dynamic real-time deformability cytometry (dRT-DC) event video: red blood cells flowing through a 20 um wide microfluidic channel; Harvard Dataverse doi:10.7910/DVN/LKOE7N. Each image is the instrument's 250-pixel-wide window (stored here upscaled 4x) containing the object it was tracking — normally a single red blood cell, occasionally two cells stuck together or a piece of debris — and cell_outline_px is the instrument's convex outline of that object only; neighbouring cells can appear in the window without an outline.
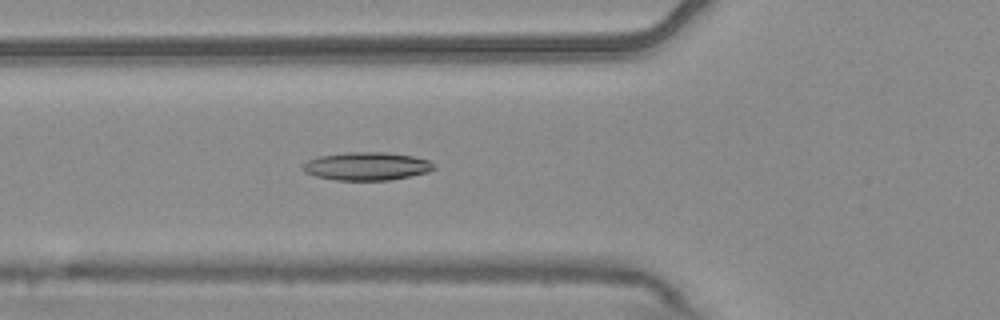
{"species": "common noctule bat (a hibernating species)", "species_latin": "Nyctalus noctula", "temperature_condition": "warm", "stored_images_in_passage": 5, "camera_frame_rate_fps": 3000, "um_per_image_px": 0.085, "animal": {"sex": "male", "body_mass_g": 20.4}, "frame": {"image": 1, "passage_image": 5, "time_ms": 1.333, "image_size_px": [1000, 320], "cell_outline_px": [[436, 168], [428, 172], [388, 180], [336, 180], [316, 176], [304, 172], [300, 168], [308, 160], [320, 156], [348, 152], [384, 152], [412, 156], [428, 160]], "centroid_in_image_um": [31.14, 14.13], "position_along_channel_um": 94.7, "area_um2": 21.27}}